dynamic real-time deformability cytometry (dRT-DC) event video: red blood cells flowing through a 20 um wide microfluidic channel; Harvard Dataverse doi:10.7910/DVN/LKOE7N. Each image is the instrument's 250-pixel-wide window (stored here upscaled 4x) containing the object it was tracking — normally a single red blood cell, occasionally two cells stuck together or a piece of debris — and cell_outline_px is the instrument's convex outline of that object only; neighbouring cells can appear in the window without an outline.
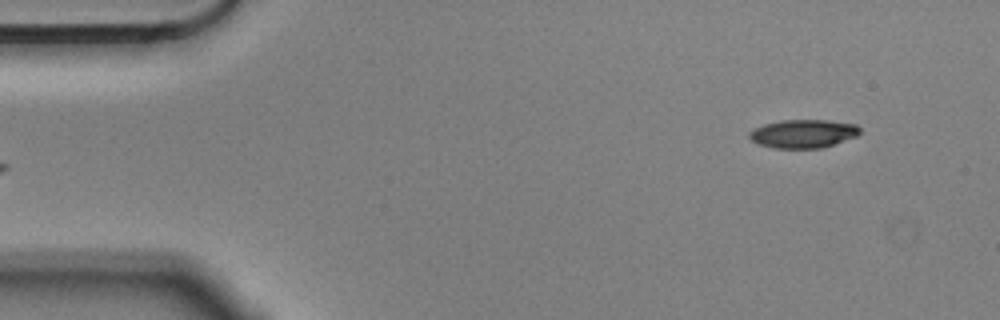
{"species": "Egyptian fruit bat (a non-hibernating species)", "species_latin": "Rousettus aegyptiacus", "temperature_condition": "cold", "stored_images_in_passage": 2, "camera_frame_rate_fps": 3000, "um_per_image_px": 0.085, "animal": {"sex": "male"}, "frame": {"image": 1, "passage_image": 2, "time_ms": 0.333, "image_size_px": [1000, 320], "cell_outline_px": [[860, 132], [856, 136], [820, 148], [776, 148], [760, 144], [752, 140], [748, 136], [748, 132], [764, 124], [780, 120], [828, 120], [856, 124], [860, 128]], "centroid_in_image_um": [68.27, 11.35], "position_along_channel_um": 16.7, "area_um2": 18.09}}